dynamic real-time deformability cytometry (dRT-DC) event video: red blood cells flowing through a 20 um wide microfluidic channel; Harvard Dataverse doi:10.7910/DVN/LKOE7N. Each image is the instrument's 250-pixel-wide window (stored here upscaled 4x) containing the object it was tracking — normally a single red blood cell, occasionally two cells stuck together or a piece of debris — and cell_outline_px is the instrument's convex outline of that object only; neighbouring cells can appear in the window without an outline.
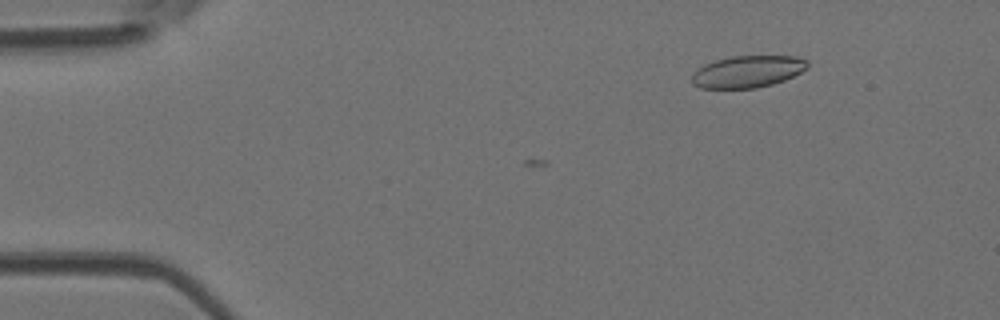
{"species": "Egyptian fruit bat (a non-hibernating species)", "species_latin": "Rousettus aegyptiacus", "temperature_condition": "room temperature", "stored_images_in_passage": 2, "camera_frame_rate_fps": 3000, "um_per_image_px": 0.085, "animal": {"sex": "female"}, "frame": {"image": 1, "passage_image": 2, "time_ms": 0.333, "image_size_px": [1000, 320], "cell_outline_px": [[808, 68], [784, 80], [772, 84], [756, 88], [700, 88], [692, 84], [692, 76], [704, 64], [716, 60], [732, 56], [796, 56], [808, 60]], "centroid_in_image_um": [63.57, 6.08], "position_along_channel_um": 21.4, "area_um2": 21.39}}